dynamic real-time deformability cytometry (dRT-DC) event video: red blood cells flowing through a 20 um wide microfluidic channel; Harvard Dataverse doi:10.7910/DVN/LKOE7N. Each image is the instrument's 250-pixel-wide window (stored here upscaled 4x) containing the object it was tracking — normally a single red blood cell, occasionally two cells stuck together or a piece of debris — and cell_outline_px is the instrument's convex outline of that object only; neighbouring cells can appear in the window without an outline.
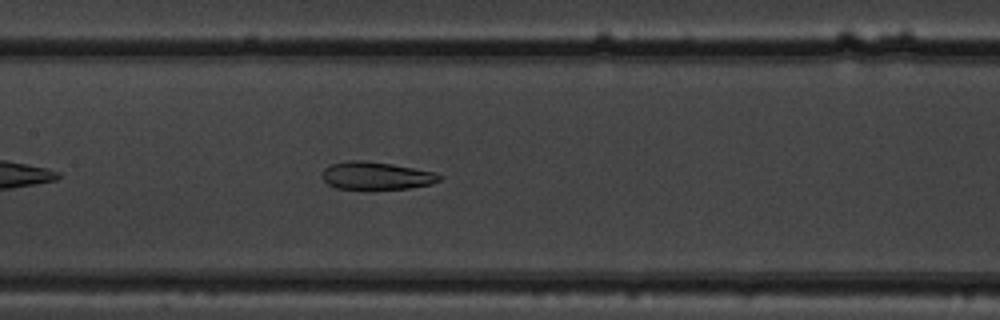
{"species": "common noctule bat (a hibernating species)", "species_latin": "Nyctalus noctula", "temperature_condition": "warm", "stored_images_in_passage": 39, "camera_frame_rate_fps": 3000, "um_per_image_px": 0.085, "animal": {"sex": "male", "body_mass_g": 19.5, "forearm_length_mm": 54.6}, "frame": {"image": 1, "passage_image": 12, "time_ms": 3.667, "image_size_px": [1000, 320], "cell_outline_px": [[444, 176], [440, 180], [432, 184], [408, 188], [336, 188], [328, 184], [324, 180], [324, 168], [328, 164], [348, 160], [364, 160], [392, 164], [436, 172]], "centroid_in_image_um": [32.01, 14.91], "position_along_channel_um": 175.4, "area_um2": 18.79}}
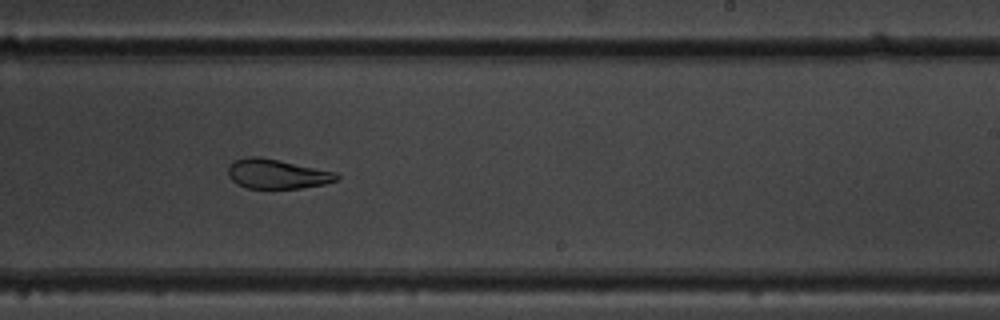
{"frame": {"image": 2, "passage_image": 19, "time_ms": 6.0, "image_size_px": [1000, 320], "cell_outline_px": [[340, 176], [336, 180], [324, 184], [300, 188], [248, 188], [236, 184], [228, 176], [228, 168], [236, 160], [244, 156], [260, 156], [336, 172]], "centroid_in_image_um": [23.52, 14.78], "position_along_channel_um": 265.5, "area_um2": 18.61}}
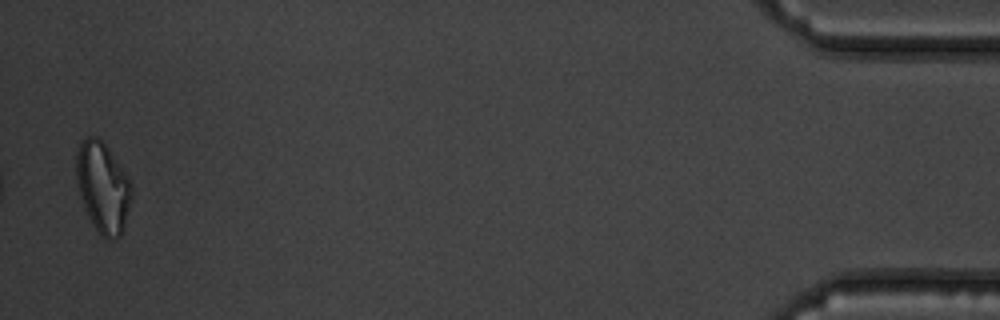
{"frame": {"image": 3, "passage_image": 38, "time_ms": 12.333, "image_size_px": [1000, 320], "cell_outline_px": [[132, 196], [124, 228], [120, 236], [116, 240], [108, 240], [92, 224], [84, 208], [76, 180], [76, 156], [80, 140], [88, 136], [96, 136], [108, 148], [132, 184]], "centroid_in_image_um": [8.74, 15.93], "position_along_channel_um": 426.5, "area_um2": 29.02}, "authors_computed_cell_mechanics": {"area_um2": 21.2704, "velocity_mm_per_s": 3.878, "shape_relaxation_time_tau1_ms": null, "shape_relaxation_time_tau2_ms": 1.8735, "deformation_change_tau1": null, "deformation_change_tau2": 0.0644}}